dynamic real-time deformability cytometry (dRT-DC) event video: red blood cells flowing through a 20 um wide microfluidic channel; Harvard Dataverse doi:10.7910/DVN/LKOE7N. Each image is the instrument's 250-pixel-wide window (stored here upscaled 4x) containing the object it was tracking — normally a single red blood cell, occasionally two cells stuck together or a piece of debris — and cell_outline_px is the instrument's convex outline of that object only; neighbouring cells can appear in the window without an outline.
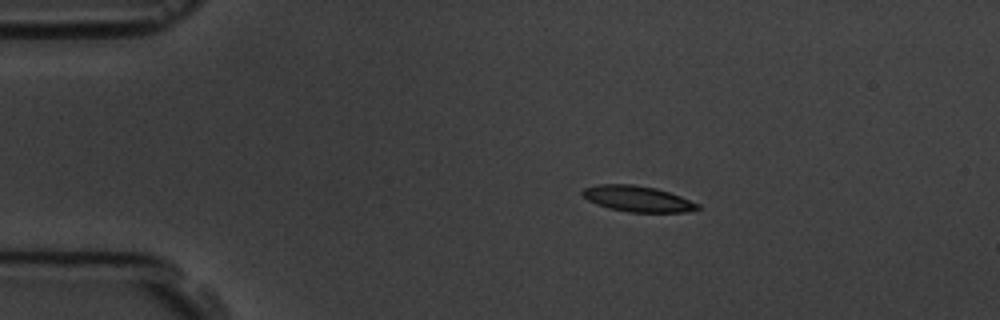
{"species": "common noctule bat (a hibernating species)", "species_latin": "Nyctalus noctula", "temperature_condition": "room temperature", "stored_images_in_passage": 5, "camera_frame_rate_fps": 3000, "um_per_image_px": 0.085, "animal": {"sex": "male", "body_mass_g": 19.5, "forearm_length_mm": 54.6}, "frame": {"image": 1, "passage_image": 2, "time_ms": 1.333, "image_size_px": [1000, 320], "cell_outline_px": [[700, 208], [688, 212], [628, 212], [608, 208], [596, 204], [580, 196], [580, 192], [584, 188], [596, 184], [632, 184], [656, 188], [680, 196], [700, 204]], "centroid_in_image_um": [54.15, 16.89], "position_along_channel_um": 30.9, "area_um2": 17.51}}
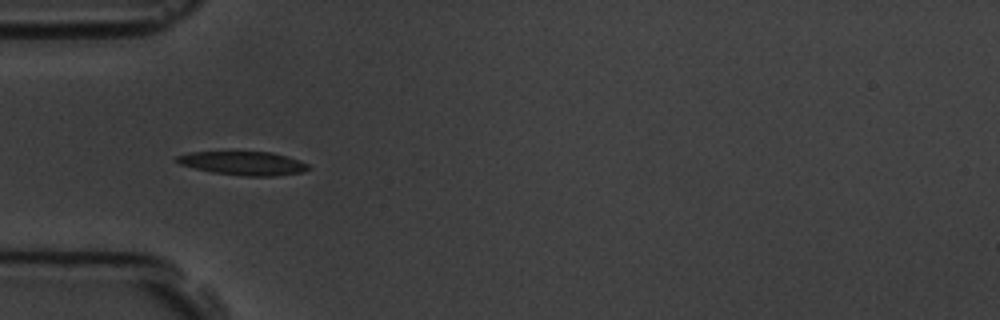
{"frame": {"image": 2, "passage_image": 4, "time_ms": 3.667, "image_size_px": [1000, 320], "cell_outline_px": [[308, 168], [304, 172], [276, 176], [244, 176], [212, 172], [180, 164], [172, 160], [176, 156], [188, 152], [272, 152], [300, 160], [308, 164]], "centroid_in_image_um": [20.66, 13.87], "position_along_channel_um": 64.3, "area_um2": 18.15}}
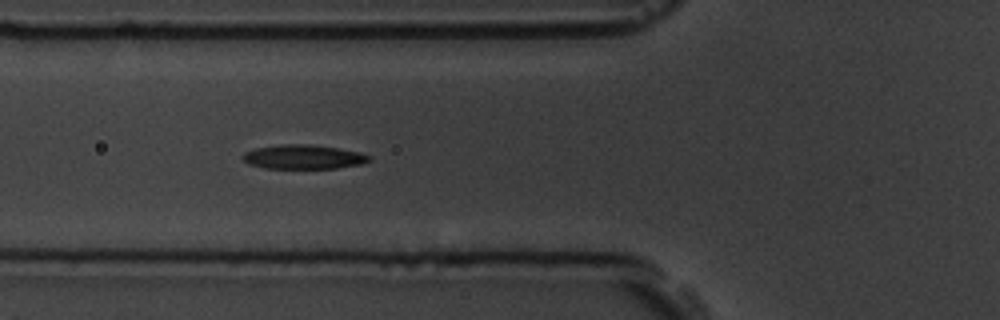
{"frame": {"image": 3, "passage_image": 5, "time_ms": 4.667, "image_size_px": [1000, 320], "cell_outline_px": [[372, 160], [360, 164], [336, 168], [264, 168], [248, 164], [240, 156], [244, 152], [256, 148], [280, 144], [312, 144], [360, 152], [372, 156]], "centroid_in_image_um": [25.78, 13.33], "position_along_channel_um": 100.0, "area_um2": 17.92}}